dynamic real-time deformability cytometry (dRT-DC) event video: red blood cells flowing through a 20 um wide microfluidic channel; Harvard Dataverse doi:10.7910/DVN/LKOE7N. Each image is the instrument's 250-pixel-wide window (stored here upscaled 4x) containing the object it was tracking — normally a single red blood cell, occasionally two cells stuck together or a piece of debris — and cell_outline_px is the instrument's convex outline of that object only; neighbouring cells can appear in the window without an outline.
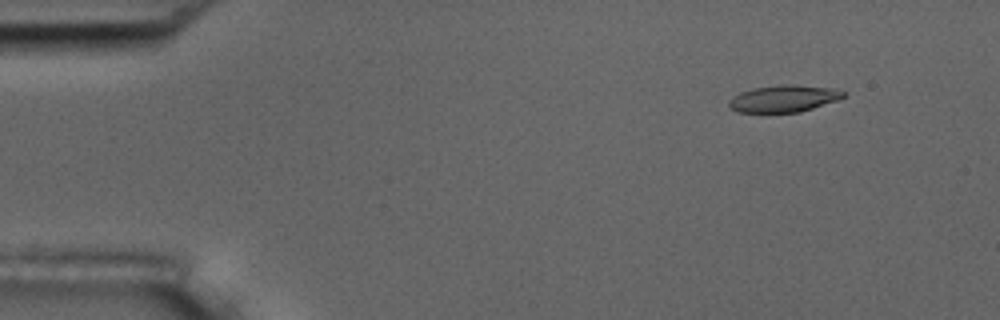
{"species": "common noctule bat (a hibernating species)", "species_latin": "Nyctalus noctula", "temperature_condition": "room temperature", "stored_images_in_passage": 5, "segment_of_instrument_passage": [2, 2], "camera_frame_rate_fps": 3000, "um_per_image_px": 0.085, "animal": {"sex": "male", "body_mass_g": 17.5, "forearm_length_mm": 52.3}, "frame": {"image": 1, "passage_image": 5, "time_ms": 1.333, "image_size_px": [1000, 320], "cell_outline_px": [[848, 92], [844, 96], [836, 100], [800, 112], [736, 112], [728, 108], [728, 100], [740, 92], [752, 88], [780, 84], [792, 84], [832, 88]], "centroid_in_image_um": [66.57, 8.37], "position_along_channel_um": 18.4, "area_um2": 18.03}}